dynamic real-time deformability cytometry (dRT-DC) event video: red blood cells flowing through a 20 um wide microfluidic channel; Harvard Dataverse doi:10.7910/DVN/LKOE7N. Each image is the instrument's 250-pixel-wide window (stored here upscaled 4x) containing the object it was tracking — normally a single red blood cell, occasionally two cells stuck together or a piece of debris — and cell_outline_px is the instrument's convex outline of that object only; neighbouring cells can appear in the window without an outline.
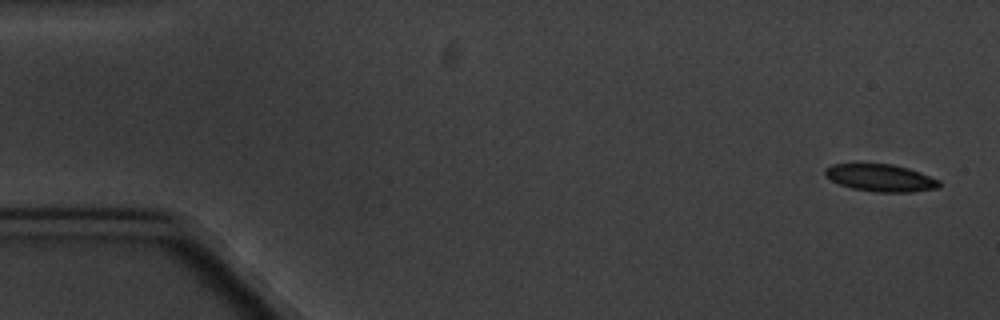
{"species": "common noctule bat (a hibernating species)", "species_latin": "Nyctalus noctula", "temperature_condition": "cold", "stored_images_in_passage": 6, "segment_of_instrument_passage": [1, 2], "camera_frame_rate_fps": 3000, "um_per_image_px": 0.085, "animal": {"sex": "male", "body_mass_g": 20.1, "forearm_length_mm": 53.5}, "frame": {"image": 1, "passage_image": 1, "time_ms": 0.0, "image_size_px": [1000, 320], "cell_outline_px": [[940, 188], [912, 192], [876, 192], [852, 188], [840, 184], [832, 180], [824, 172], [824, 168], [832, 164], [892, 164], [908, 168], [920, 172], [940, 180]], "centroid_in_image_um": [74.89, 15.12], "position_along_channel_um": 10.1, "area_um2": 18.09}}